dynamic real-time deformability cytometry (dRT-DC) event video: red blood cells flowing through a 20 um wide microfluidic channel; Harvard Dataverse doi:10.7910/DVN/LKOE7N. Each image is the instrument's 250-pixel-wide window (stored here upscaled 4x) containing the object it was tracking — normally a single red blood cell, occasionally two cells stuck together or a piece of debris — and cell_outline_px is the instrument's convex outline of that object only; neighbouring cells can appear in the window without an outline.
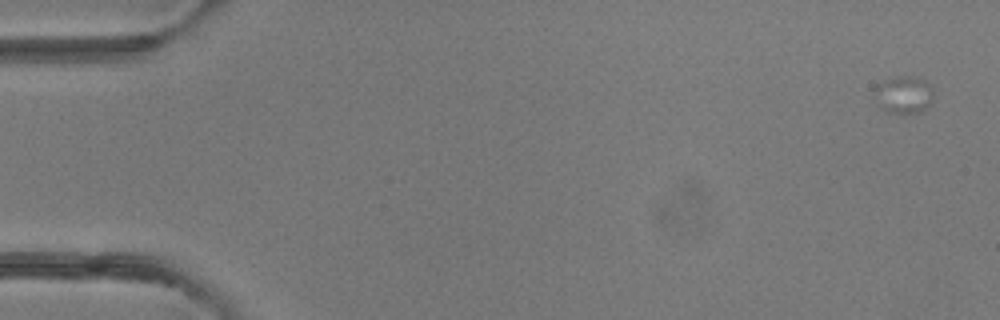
{"species": "common noctule bat (a hibernating species)", "species_latin": "Nyctalus noctula", "temperature_condition": "room temperature", "stored_images_in_passage": 5, "camera_frame_rate_fps": 3000, "um_per_image_px": 0.085, "animal": {"sex": "female"}, "frame": {"image": 1, "passage_image": 1, "time_ms": 0.0, "image_size_px": [1000, 320], "cell_outline_px": [[932, 100], [928, 108], [920, 112], [904, 116], [884, 112], [880, 108], [872, 92], [872, 88], [876, 84], [884, 80], [900, 76], [912, 76], [924, 80], [932, 88]], "centroid_in_image_um": [76.76, 8.1], "position_along_channel_um": 8.2, "area_um2": 13.53}}